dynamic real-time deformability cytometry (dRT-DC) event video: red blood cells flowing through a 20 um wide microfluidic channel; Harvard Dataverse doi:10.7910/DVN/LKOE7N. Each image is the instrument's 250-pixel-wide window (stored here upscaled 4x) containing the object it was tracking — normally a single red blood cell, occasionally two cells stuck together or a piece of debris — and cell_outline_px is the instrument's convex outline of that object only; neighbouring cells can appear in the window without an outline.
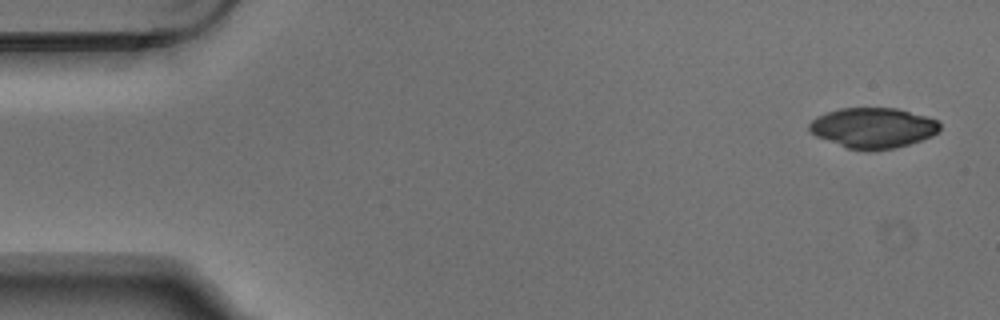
{"species": "Egyptian fruit bat (a non-hibernating species)", "species_latin": "Rousettus aegyptiacus", "temperature_condition": "warm", "stored_images_in_passage": 7, "camera_frame_rate_fps": 3000, "um_per_image_px": 0.085, "animal": {"sex": "male"}, "frame": {"image": 1, "passage_image": 1, "time_ms": 0.0, "image_size_px": [1000, 320], "cell_outline_px": [[940, 132], [932, 136], [896, 148], [872, 152], [868, 152], [848, 148], [816, 136], [808, 128], [808, 124], [816, 116], [824, 112], [840, 108], [896, 108], [928, 116], [940, 120]], "centroid_in_image_um": [74.23, 10.87], "position_along_channel_um": 10.8, "area_um2": 31.15}}